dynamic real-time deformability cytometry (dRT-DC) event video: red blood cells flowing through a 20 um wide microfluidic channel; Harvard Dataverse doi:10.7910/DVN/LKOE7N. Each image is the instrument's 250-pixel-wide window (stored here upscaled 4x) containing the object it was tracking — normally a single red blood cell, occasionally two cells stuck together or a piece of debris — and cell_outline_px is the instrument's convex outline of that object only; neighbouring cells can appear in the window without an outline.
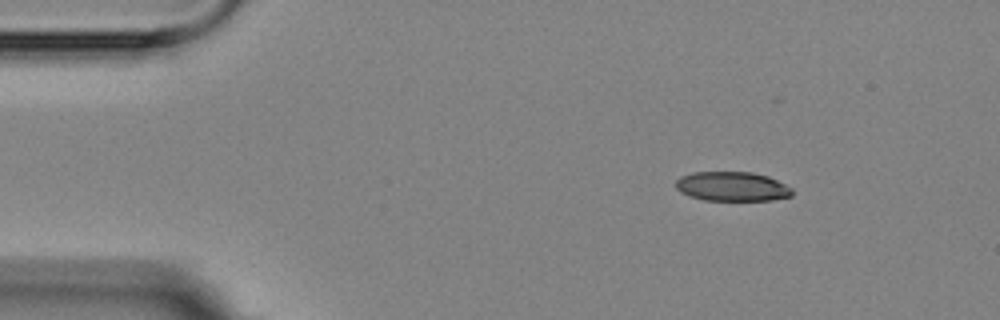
{"species": "Egyptian fruit bat (a non-hibernating species)", "species_latin": "Rousettus aegyptiacus", "temperature_condition": "room temperature", "stored_images_in_passage": 4, "camera_frame_rate_fps": 3000, "um_per_image_px": 0.085, "animal": {"sex": "female"}, "frame": {"image": 1, "passage_image": 2, "time_ms": 1.333, "image_size_px": [1000, 320], "cell_outline_px": [[792, 196], [772, 200], [704, 200], [688, 196], [680, 192], [676, 188], [676, 180], [680, 176], [692, 172], [752, 172], [768, 176], [792, 188]], "centroid_in_image_um": [62.2, 15.85], "position_along_channel_um": 22.8, "area_um2": 20.0}}
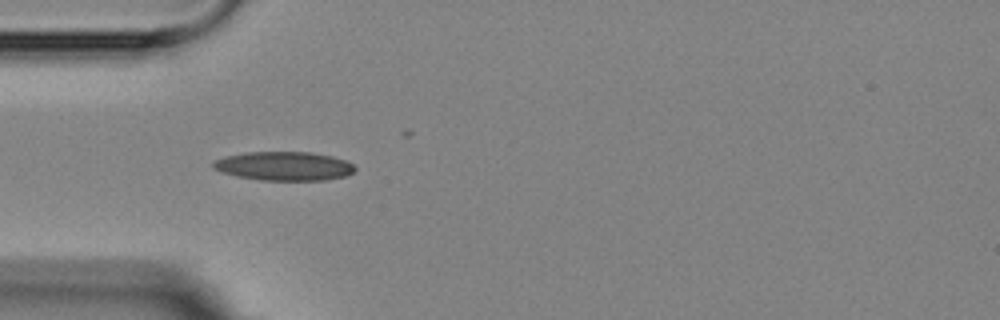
{"frame": {"image": 2, "passage_image": 4, "time_ms": 4.333, "image_size_px": [1000, 320], "cell_outline_px": [[356, 168], [352, 172], [344, 176], [324, 180], [260, 180], [236, 176], [212, 168], [212, 164], [216, 160], [228, 156], [244, 152], [308, 152], [332, 156], [344, 160], [352, 164]], "centroid_in_image_um": [24.14, 14.11], "position_along_channel_um": 60.9, "area_um2": 23.58}}